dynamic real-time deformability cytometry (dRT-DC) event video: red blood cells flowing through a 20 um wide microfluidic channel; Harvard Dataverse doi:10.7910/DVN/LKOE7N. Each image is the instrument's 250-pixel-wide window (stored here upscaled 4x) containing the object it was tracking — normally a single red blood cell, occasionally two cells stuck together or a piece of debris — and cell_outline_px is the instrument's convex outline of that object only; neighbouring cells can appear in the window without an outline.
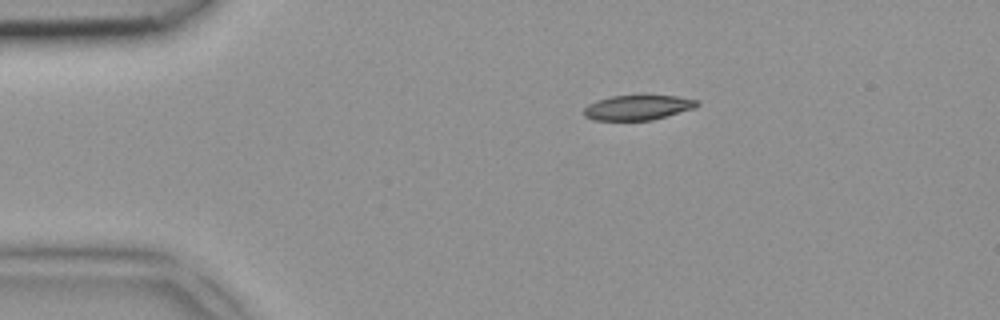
{"species": "common noctule bat (a hibernating species)", "species_latin": "Nyctalus noctula", "temperature_condition": "room temperature", "stored_images_in_passage": 2, "camera_frame_rate_fps": 3000, "um_per_image_px": 0.085, "animal": {"sex": "female", "body_mass_g": 18.4}, "frame": {"image": 1, "passage_image": 1, "time_ms": 0.0, "image_size_px": [1000, 320], "cell_outline_px": [[700, 104], [696, 108], [652, 120], [592, 120], [584, 116], [584, 108], [588, 104], [596, 100], [612, 96], [640, 92], [676, 96], [700, 100]], "centroid_in_image_um": [54.25, 9.08], "position_along_channel_um": 30.7, "area_um2": 17.4}}
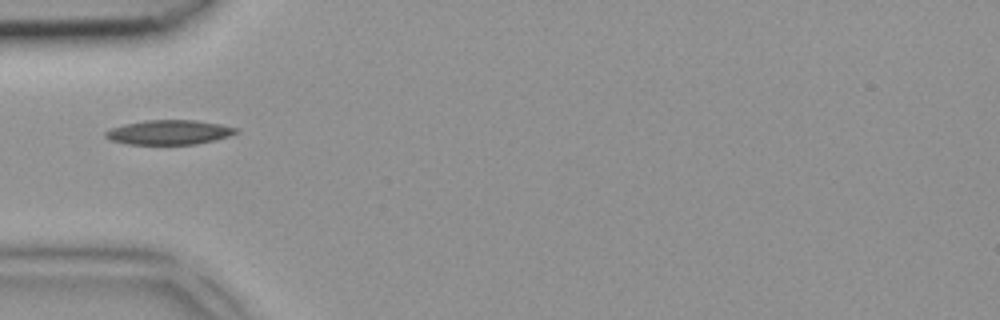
{"frame": {"image": 2, "passage_image": 2, "time_ms": 0.333, "image_size_px": [1000, 320], "cell_outline_px": [[240, 132], [216, 140], [196, 144], [128, 144], [112, 140], [104, 136], [104, 132], [112, 128], [124, 124], [148, 120], [196, 120], [220, 124], [240, 128]], "centroid_in_image_um": [14.43, 11.24], "position_along_channel_um": 70.6, "area_um2": 18.67}}